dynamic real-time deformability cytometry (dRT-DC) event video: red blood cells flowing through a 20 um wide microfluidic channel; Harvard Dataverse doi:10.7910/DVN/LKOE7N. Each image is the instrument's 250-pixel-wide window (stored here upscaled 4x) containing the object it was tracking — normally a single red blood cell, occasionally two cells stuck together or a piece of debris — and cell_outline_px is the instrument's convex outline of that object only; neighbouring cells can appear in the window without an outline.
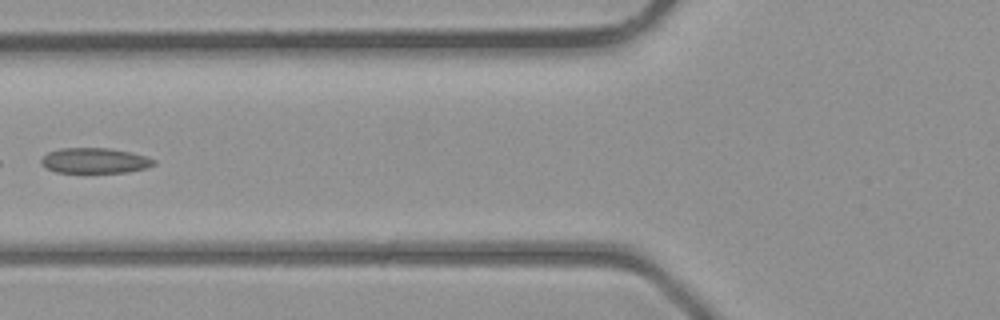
{"species": "common noctule bat (a hibernating species)", "species_latin": "Nyctalus noctula", "temperature_condition": "room temperature", "stored_images_in_passage": 2, "camera_frame_rate_fps": 3000, "um_per_image_px": 0.085, "animal": {"sex": "male", "body_mass_g": 23.1, "forearm_length_mm": 52.7}, "frame": {"image": 1, "passage_image": 2, "time_ms": 1.333, "image_size_px": [1000, 320], "cell_outline_px": [[156, 164], [144, 168], [124, 172], [56, 172], [48, 168], [40, 160], [48, 152], [60, 148], [108, 148], [128, 152], [144, 156], [156, 160]], "centroid_in_image_um": [8.05, 13.64], "position_along_channel_um": 117.8, "area_um2": 16.24}}